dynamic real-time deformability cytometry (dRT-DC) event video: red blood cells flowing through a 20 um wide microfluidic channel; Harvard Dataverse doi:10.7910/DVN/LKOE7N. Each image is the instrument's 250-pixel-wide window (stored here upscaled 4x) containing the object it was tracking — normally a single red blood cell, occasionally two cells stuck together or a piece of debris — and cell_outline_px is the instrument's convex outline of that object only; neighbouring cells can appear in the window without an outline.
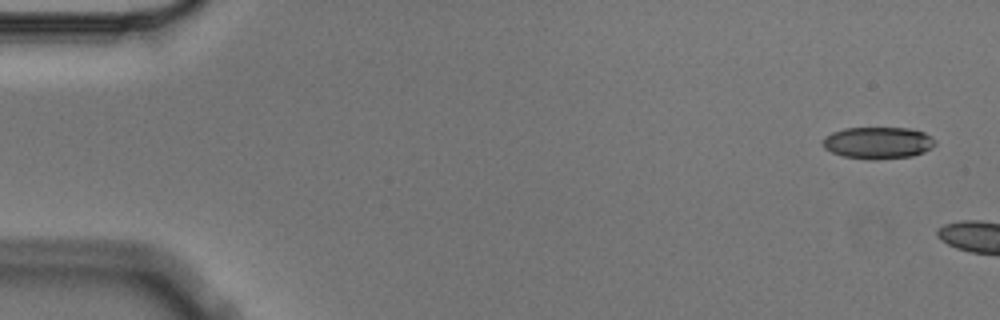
{"species": "Egyptian fruit bat (a non-hibernating species)", "species_latin": "Rousettus aegyptiacus", "temperature_condition": "cold", "stored_images_in_passage": 3, "camera_frame_rate_fps": 3000, "um_per_image_px": 0.085, "animal": {"sex": "male"}, "frame": {"image": 1, "passage_image": 1, "time_ms": 0.0, "image_size_px": [1000, 320], "cell_outline_px": [[936, 144], [924, 152], [912, 156], [872, 160], [844, 156], [832, 152], [824, 148], [824, 136], [832, 132], [844, 128], [912, 128], [924, 132], [932, 136], [936, 140]], "centroid_in_image_um": [74.66, 12.13], "position_along_channel_um": 10.3, "area_um2": 20.92}}